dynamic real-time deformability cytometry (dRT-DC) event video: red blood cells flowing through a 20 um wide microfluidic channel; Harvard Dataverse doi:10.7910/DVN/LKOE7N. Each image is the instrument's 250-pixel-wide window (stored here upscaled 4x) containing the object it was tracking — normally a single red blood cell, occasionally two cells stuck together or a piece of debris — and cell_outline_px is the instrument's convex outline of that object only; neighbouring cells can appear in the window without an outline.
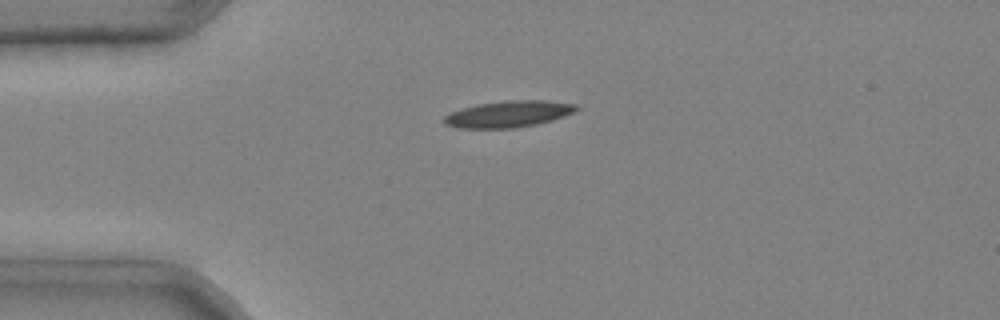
{"species": "common noctule bat (a hibernating species)", "species_latin": "Nyctalus noctula", "temperature_condition": "cold", "stored_images_in_passage": 6, "camera_frame_rate_fps": 3000, "um_per_image_px": 0.085, "animal": {"sex": "male", "body_mass_g": 20.4}, "frame": {"image": 1, "passage_image": 3, "time_ms": 0.667, "image_size_px": [1000, 320], "cell_outline_px": [[580, 108], [564, 116], [552, 120], [536, 124], [512, 128], [456, 128], [444, 124], [444, 116], [460, 108], [476, 104], [508, 100], [544, 100], [576, 104]], "centroid_in_image_um": [43.19, 9.69], "position_along_channel_um": 41.8, "area_um2": 20.4}}
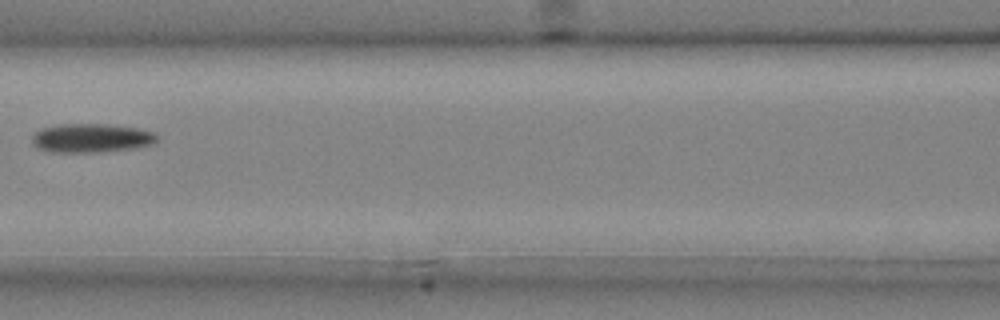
{"frame": {"image": 2, "passage_image": 6, "time_ms": 1.667, "image_size_px": [1000, 320], "cell_outline_px": [[156, 140], [152, 144], [132, 148], [100, 152], [52, 152], [36, 148], [32, 144], [32, 136], [40, 128], [60, 124], [104, 124], [140, 128], [152, 132], [156, 136]], "centroid_in_image_um": [7.7, 11.73], "position_along_channel_um": 158.9, "area_um2": 20.98}}